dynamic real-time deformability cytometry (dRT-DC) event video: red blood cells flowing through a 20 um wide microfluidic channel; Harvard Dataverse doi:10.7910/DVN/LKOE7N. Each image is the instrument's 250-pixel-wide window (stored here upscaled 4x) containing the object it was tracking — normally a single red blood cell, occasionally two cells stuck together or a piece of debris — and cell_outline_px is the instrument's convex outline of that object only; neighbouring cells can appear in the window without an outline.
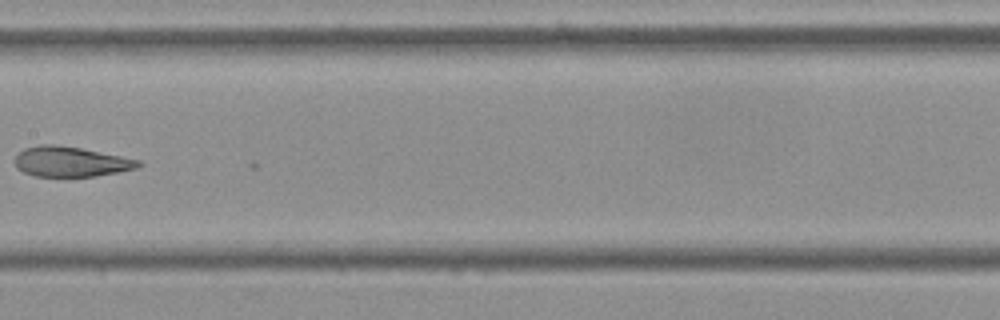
{"species": "Egyptian fruit bat (a non-hibernating species)", "species_latin": "Rousettus aegyptiacus", "temperature_condition": "cold", "stored_images_in_passage": 8, "camera_frame_rate_fps": 3000, "um_per_image_px": 0.085, "frame": {"image": 1, "passage_image": 8, "time_ms": 2.333, "image_size_px": [1000, 320], "cell_outline_px": [[144, 164], [136, 168], [120, 172], [96, 176], [36, 176], [24, 172], [16, 168], [12, 160], [24, 148], [40, 144], [52, 144], [80, 148], [140, 160]], "centroid_in_image_um": [5.99, 13.74], "position_along_channel_um": 201.4, "area_um2": 21.68}}